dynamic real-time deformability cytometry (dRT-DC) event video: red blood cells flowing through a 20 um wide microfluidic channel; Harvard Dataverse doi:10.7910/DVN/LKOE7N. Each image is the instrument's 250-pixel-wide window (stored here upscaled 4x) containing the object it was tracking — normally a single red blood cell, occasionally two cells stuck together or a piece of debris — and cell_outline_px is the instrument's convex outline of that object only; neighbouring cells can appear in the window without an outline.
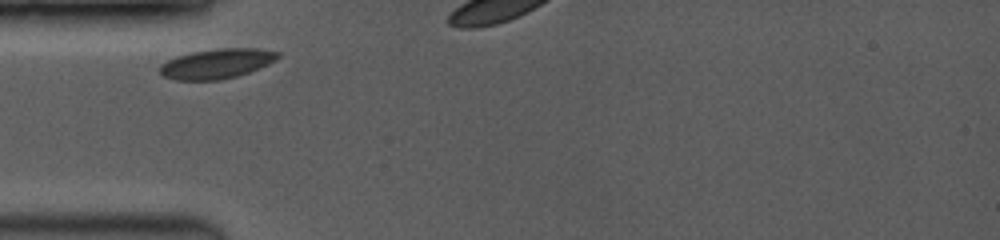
{"species": "common noctule bat (a hibernating species)", "species_latin": "Nyctalus noctula", "temperature_condition": "room temperature", "stored_images_in_passage": 5, "camera_frame_rate_fps": 3500, "um_per_image_px": 0.085, "animal": {"sex": "female", "body_mass_g": 19.0, "forearm_length_mm": 53.3}, "frame": {"image": 1, "passage_image": 1, "time_ms": 0.0, "image_size_px": [1000, 240], "cell_outline_px": [[280, 56], [276, 60], [268, 64], [248, 72], [236, 76], [220, 80], [176, 80], [164, 76], [156, 68], [160, 64], [176, 56], [192, 52], [216, 48], [260, 48], [280, 52]], "centroid_in_image_um": [18.41, 5.4], "position_along_channel_um": 66.6, "area_um2": 20.63}}
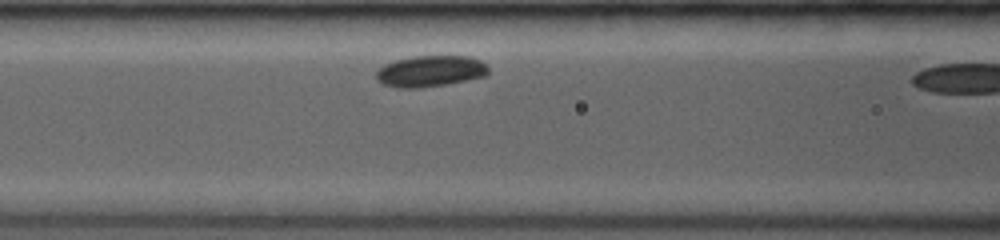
{"frame": {"image": 2, "passage_image": 4, "time_ms": 1.714, "image_size_px": [1000, 240], "cell_outline_px": [[488, 72], [484, 76], [448, 84], [420, 88], [400, 88], [384, 84], [376, 80], [376, 72], [384, 64], [396, 60], [412, 56], [468, 56], [480, 60], [488, 68]], "centroid_in_image_um": [36.55, 6.05], "position_along_channel_um": 130.0, "area_um2": 20.35}}